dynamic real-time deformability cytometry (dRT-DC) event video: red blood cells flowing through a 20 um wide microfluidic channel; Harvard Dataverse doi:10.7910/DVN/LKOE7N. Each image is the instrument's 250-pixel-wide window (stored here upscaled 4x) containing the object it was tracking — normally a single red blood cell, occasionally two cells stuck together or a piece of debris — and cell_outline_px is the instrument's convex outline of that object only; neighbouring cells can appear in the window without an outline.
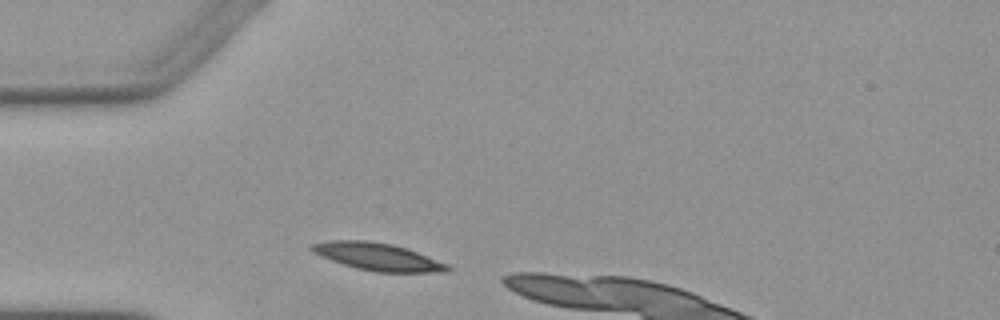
{"species": "Egyptian fruit bat (a non-hibernating species)", "species_latin": "Rousettus aegyptiacus", "temperature_condition": "warm", "stored_images_in_passage": 2, "camera_frame_rate_fps": 3000, "um_per_image_px": 0.085, "animal": {"sex": "female"}, "frame": {"image": 1, "passage_image": 1, "time_ms": 0.0, "image_size_px": [1000, 320], "cell_outline_px": [[452, 268], [448, 272], [376, 272], [356, 268], [320, 256], [312, 252], [308, 248], [308, 244], [328, 240], [368, 240], [392, 244], [416, 252], [448, 264]], "centroid_in_image_um": [32.05, 21.81], "position_along_channel_um": 53.0, "area_um2": 21.73}}